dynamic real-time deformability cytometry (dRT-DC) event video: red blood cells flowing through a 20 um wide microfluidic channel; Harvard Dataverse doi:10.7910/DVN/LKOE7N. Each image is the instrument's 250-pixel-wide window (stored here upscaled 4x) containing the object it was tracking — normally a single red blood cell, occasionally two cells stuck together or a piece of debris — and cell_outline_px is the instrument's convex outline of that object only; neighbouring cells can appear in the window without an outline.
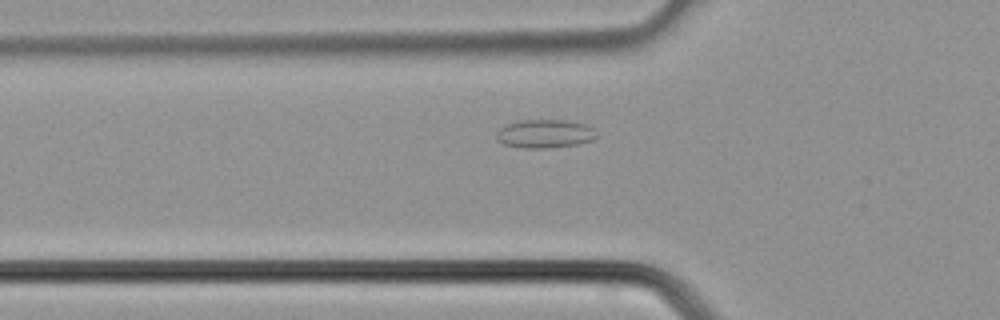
{"species": "common noctule bat (a hibernating species)", "species_latin": "Nyctalus noctula", "temperature_condition": "cold", "stored_images_in_passage": 23, "camera_frame_rate_fps": 3000, "um_per_image_px": 0.085, "animal": {"sex": "male", "body_mass_g": 21.5, "forearm_length_mm": 52.0}, "frame": {"image": 1, "passage_image": 2, "time_ms": 0.333, "image_size_px": [1000, 320], "cell_outline_px": [[588, 140], [572, 144], [508, 144], [500, 140], [504, 128], [512, 124], [540, 120], [576, 124]], "centroid_in_image_um": [46.12, 11.33], "position_along_channel_um": 79.7, "area_um2": 12.2}}
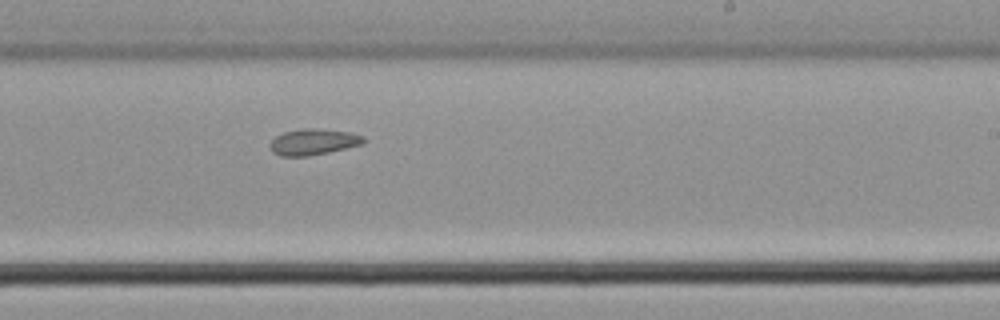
{"frame": {"image": 2, "passage_image": 12, "time_ms": 3.667, "image_size_px": [1000, 320], "cell_outline_px": [[364, 140], [360, 144], [324, 152], [304, 156], [284, 156], [276, 152], [272, 148], [272, 140], [276, 136], [288, 132], [344, 132], [360, 136]], "centroid_in_image_um": [26.59, 12.13], "position_along_channel_um": 262.4, "area_um2": 12.14}}
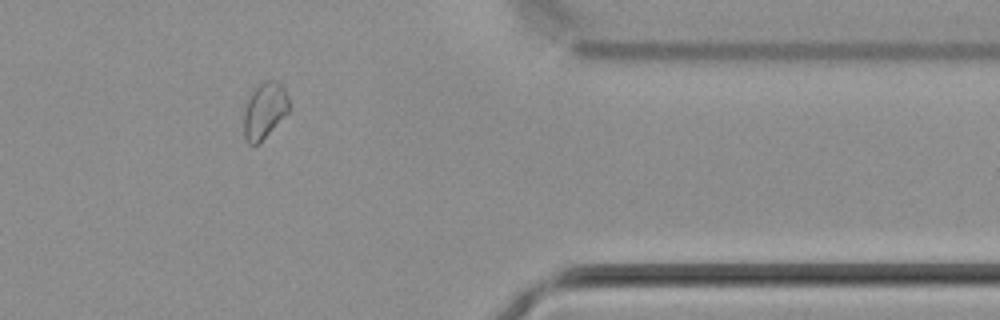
{"frame": {"image": 3, "passage_image": 20, "time_ms": 6.333, "image_size_px": [1000, 320], "cell_outline_px": [[288, 112], [256, 144], [252, 144], [248, 140], [244, 132], [244, 120], [248, 104], [252, 96], [260, 88], [284, 92], [288, 100]], "centroid_in_image_um": [22.45, 9.63], "position_along_channel_um": 388.9, "area_um2": 11.96}}